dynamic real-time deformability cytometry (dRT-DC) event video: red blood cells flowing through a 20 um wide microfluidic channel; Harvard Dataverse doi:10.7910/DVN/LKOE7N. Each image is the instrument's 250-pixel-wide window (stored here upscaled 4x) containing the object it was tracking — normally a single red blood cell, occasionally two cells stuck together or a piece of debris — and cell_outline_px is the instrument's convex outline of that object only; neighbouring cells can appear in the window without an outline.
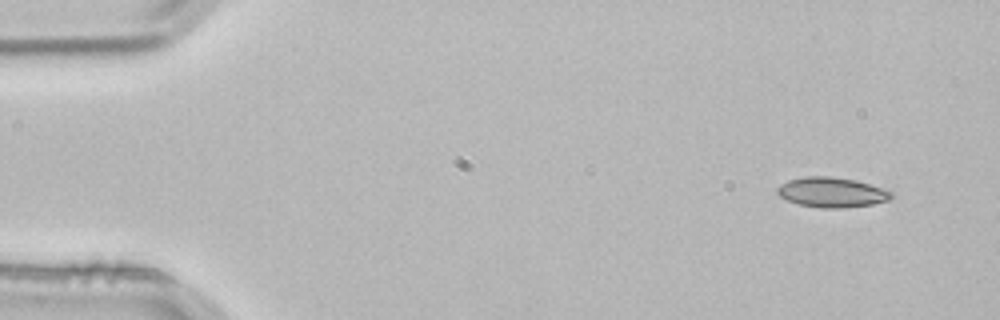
{"species": "common noctule bat (a hibernating species)", "species_latin": "Nyctalus noctula", "temperature_condition": "room temperature", "stored_images_in_passage": 3, "camera_frame_rate_fps": 3000, "um_per_image_px": 0.085, "animal": {"sex": "male", "body_mass_g": 21.5, "forearm_length_mm": 52.0}, "frame": {"image": 1, "passage_image": 1, "time_ms": 0.0, "image_size_px": [1000, 320], "cell_outline_px": [[892, 200], [872, 204], [844, 208], [820, 208], [800, 204], [788, 200], [780, 196], [776, 192], [776, 188], [780, 184], [788, 180], [804, 176], [832, 176], [856, 180], [892, 192]], "centroid_in_image_um": [70.68, 16.34], "position_along_channel_um": 14.3, "area_um2": 19.94}}
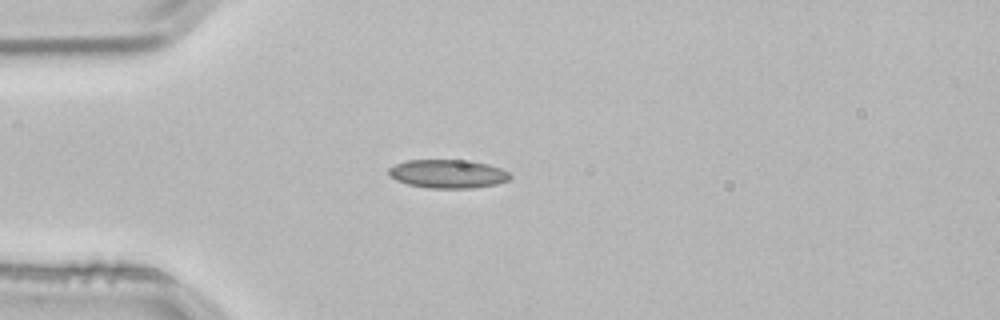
{"frame": {"image": 2, "passage_image": 3, "time_ms": 0.667, "image_size_px": [1000, 320], "cell_outline_px": [[512, 176], [508, 180], [496, 184], [472, 188], [428, 188], [408, 184], [396, 180], [388, 176], [388, 168], [396, 164], [408, 160], [472, 160], [488, 164], [500, 168], [508, 172]], "centroid_in_image_um": [38.06, 14.77], "position_along_channel_um": 46.9, "area_um2": 20.29}}